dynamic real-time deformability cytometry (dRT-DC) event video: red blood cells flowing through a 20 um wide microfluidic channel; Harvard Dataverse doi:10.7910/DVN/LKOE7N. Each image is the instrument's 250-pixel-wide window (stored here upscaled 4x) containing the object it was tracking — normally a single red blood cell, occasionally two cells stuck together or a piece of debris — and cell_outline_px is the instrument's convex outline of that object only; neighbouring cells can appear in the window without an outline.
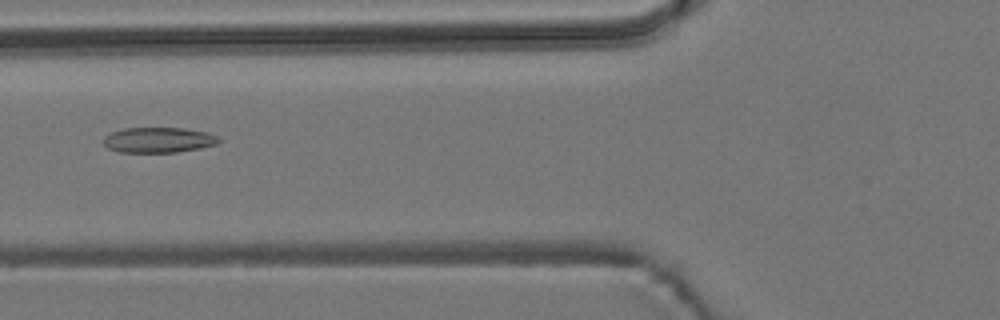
{"species": "common noctule bat (a hibernating species)", "species_latin": "Nyctalus noctula", "temperature_condition": "room temperature", "stored_images_in_passage": 6, "camera_frame_rate_fps": 3000, "um_per_image_px": 0.085, "animal": {"sex": "male", "body_mass_g": 19.2, "forearm_length_mm": 51.8}, "frame": {"image": 1, "passage_image": 4, "time_ms": 3.667, "image_size_px": [1000, 320], "cell_outline_px": [[220, 140], [216, 144], [200, 148], [176, 152], [120, 152], [108, 148], [104, 144], [104, 136], [112, 132], [124, 128], [184, 128], [208, 132], [216, 136]], "centroid_in_image_um": [13.47, 11.89], "position_along_channel_um": 112.3, "area_um2": 16.94}}
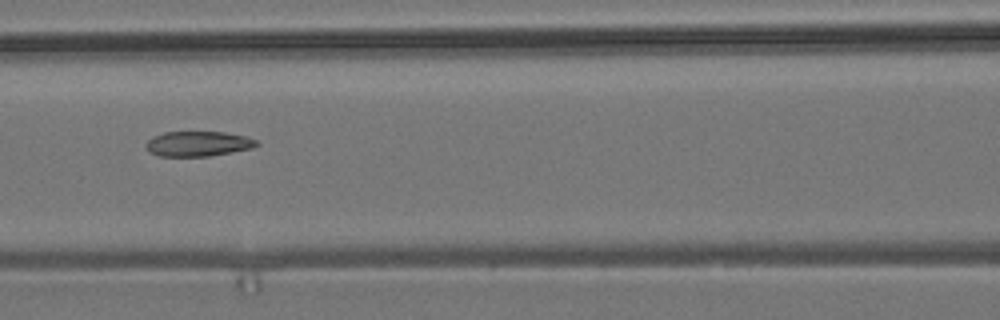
{"frame": {"image": 2, "passage_image": 5, "time_ms": 4.667, "image_size_px": [1000, 320], "cell_outline_px": [[260, 144], [252, 148], [232, 152], [208, 156], [160, 156], [148, 152], [144, 148], [144, 144], [152, 136], [164, 132], [224, 132], [244, 136], [256, 140]], "centroid_in_image_um": [16.78, 12.22], "position_along_channel_um": 149.8, "area_um2": 16.24}}
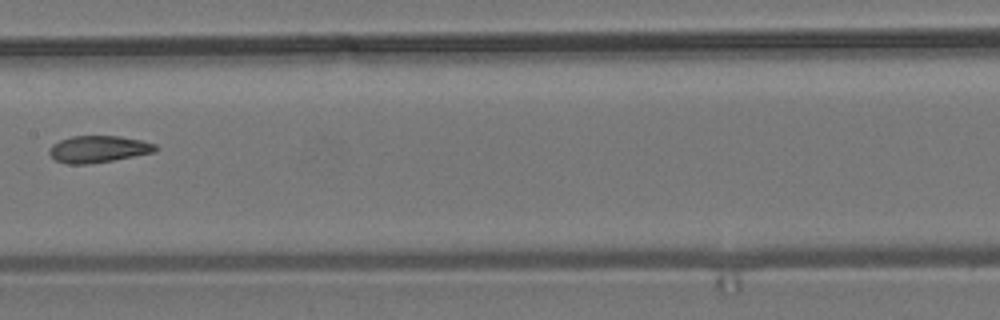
{"frame": {"image": 3, "passage_image": 6, "time_ms": 6.0, "image_size_px": [1000, 320], "cell_outline_px": [[160, 148], [156, 152], [112, 160], [88, 164], [68, 164], [56, 160], [48, 152], [48, 148], [52, 144], [60, 140], [72, 136], [120, 136], [140, 140], [156, 144]], "centroid_in_image_um": [8.37, 12.67], "position_along_channel_um": 199.0, "area_um2": 16.65}}